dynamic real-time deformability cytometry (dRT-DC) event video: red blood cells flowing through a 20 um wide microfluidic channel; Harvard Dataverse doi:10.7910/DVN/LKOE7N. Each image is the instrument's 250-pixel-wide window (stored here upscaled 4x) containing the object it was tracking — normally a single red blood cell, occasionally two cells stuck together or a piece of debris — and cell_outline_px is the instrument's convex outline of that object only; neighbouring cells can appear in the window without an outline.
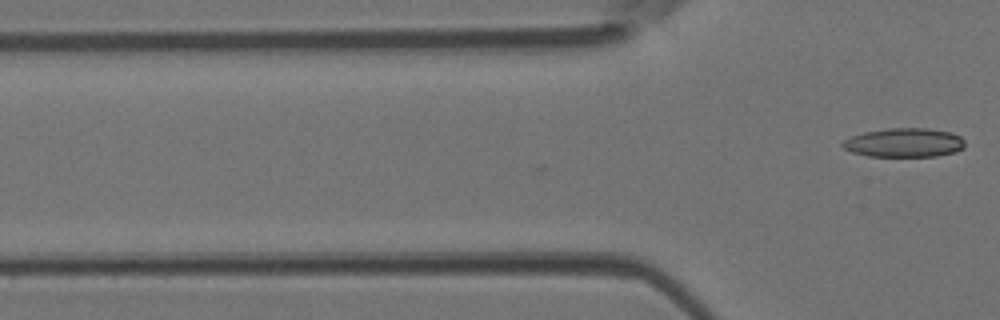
{"species": "Egyptian fruit bat (a non-hibernating species)", "species_latin": "Rousettus aegyptiacus", "temperature_condition": "room temperature", "stored_images_in_passage": 2, "camera_frame_rate_fps": 3000, "um_per_image_px": 0.085, "animal": {"sex": "female"}, "frame": {"image": 1, "passage_image": 2, "time_ms": 0.333, "image_size_px": [1000, 320], "cell_outline_px": [[964, 148], [956, 152], [936, 156], [868, 156], [852, 152], [844, 148], [840, 144], [844, 140], [852, 136], [864, 132], [888, 128], [928, 128], [952, 132], [960, 136], [964, 140]], "centroid_in_image_um": [76.88, 12.12], "position_along_channel_um": 48.9, "area_um2": 20.75}}